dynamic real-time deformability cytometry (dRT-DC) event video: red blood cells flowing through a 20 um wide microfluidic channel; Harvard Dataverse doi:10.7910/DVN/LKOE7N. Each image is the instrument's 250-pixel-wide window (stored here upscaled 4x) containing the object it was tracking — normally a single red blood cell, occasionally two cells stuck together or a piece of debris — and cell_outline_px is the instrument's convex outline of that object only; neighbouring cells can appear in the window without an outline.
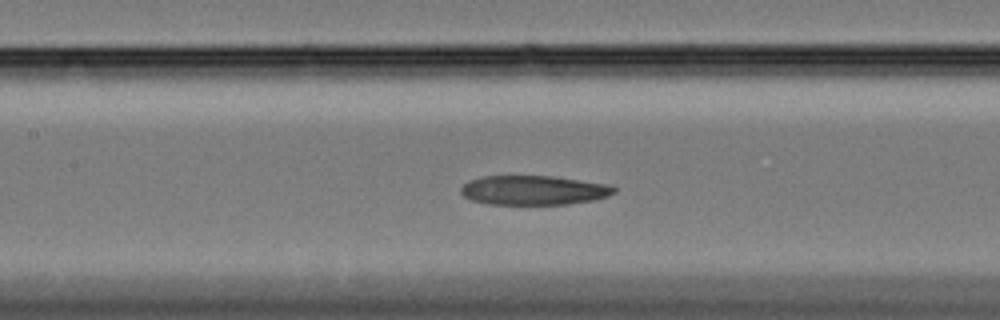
{"species": "Egyptian fruit bat (a non-hibernating species)", "species_latin": "Rousettus aegyptiacus", "temperature_condition": "cold", "stored_images_in_passage": 61, "camera_frame_rate_fps": 3000, "um_per_image_px": 0.085, "animal": {"sex": "female"}, "frame": {"image": 1, "passage_image": 28, "time_ms": 9.0, "image_size_px": [1000, 320], "cell_outline_px": [[616, 192], [608, 196], [592, 200], [568, 204], [488, 204], [472, 200], [464, 196], [460, 192], [460, 188], [468, 180], [484, 176], [552, 176], [612, 184], [616, 188]], "centroid_in_image_um": [45.38, 16.16], "position_along_channel_um": 162.0, "area_um2": 26.36}}
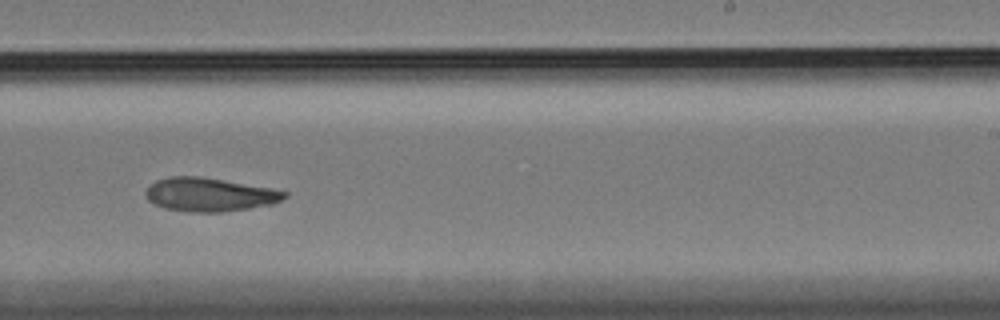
{"frame": {"image": 2, "passage_image": 38, "time_ms": 12.333, "image_size_px": [1000, 320], "cell_outline_px": [[288, 196], [272, 204], [248, 208], [220, 212], [192, 212], [164, 208], [148, 200], [144, 192], [148, 184], [156, 180], [168, 176], [200, 176], [272, 188], [288, 192]], "centroid_in_image_um": [17.77, 16.52], "position_along_channel_um": 271.2, "area_um2": 27.22}}
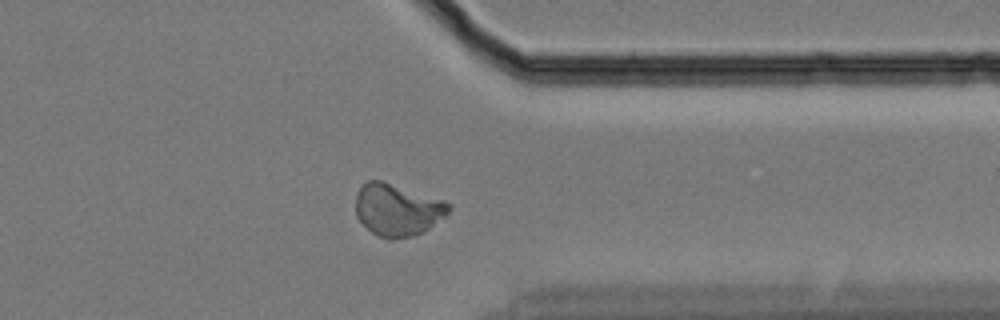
{"frame": {"image": 3, "passage_image": 48, "time_ms": 15.667, "image_size_px": [1000, 320], "cell_outline_px": [[452, 208], [448, 216], [416, 236], [392, 240], [388, 240], [376, 236], [356, 216], [356, 196], [360, 188], [368, 180], [380, 180], [444, 200], [452, 204]], "centroid_in_image_um": [33.83, 17.86], "position_along_channel_um": 377.6, "area_um2": 28.55}, "authors_computed_cell_mechanics": {"area_um2": 27.3394, "velocity_mm_per_s": 3.2905, "shape_relaxation_time_tau1_ms": null, "shape_relaxation_time_tau2_ms": 3.4807, "deformation_change_tau1": null, "deformation_change_tau2": 0.0754}}